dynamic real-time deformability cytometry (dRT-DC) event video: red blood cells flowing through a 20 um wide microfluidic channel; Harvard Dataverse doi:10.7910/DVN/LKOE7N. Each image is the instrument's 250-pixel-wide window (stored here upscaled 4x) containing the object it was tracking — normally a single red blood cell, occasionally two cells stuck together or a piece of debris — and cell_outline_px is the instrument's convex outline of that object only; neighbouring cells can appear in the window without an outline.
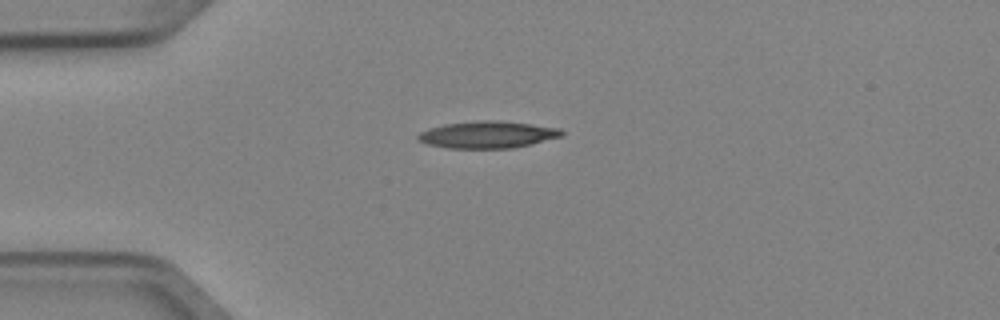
{"species": "Egyptian fruit bat (a non-hibernating species)", "species_latin": "Rousettus aegyptiacus", "temperature_condition": "cold", "stored_images_in_passage": 4, "camera_frame_rate_fps": 3000, "um_per_image_px": 0.085, "animal": {"sex": "female"}, "frame": {"image": 1, "passage_image": 1, "time_ms": 0.0, "image_size_px": [1000, 320], "cell_outline_px": [[564, 132], [560, 136], [512, 148], [448, 148], [428, 144], [416, 140], [416, 136], [420, 132], [428, 128], [444, 124], [480, 120], [492, 120], [532, 124], [560, 128]], "centroid_in_image_um": [41.37, 11.44], "position_along_channel_um": 43.6, "area_um2": 22.37}}
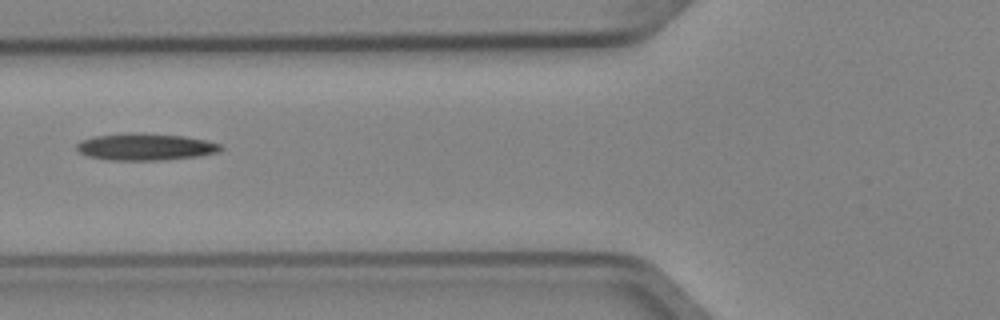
{"frame": {"image": 2, "passage_image": 3, "time_ms": 0.667, "image_size_px": [1000, 320], "cell_outline_px": [[224, 148], [220, 152], [200, 156], [160, 160], [112, 160], [88, 156], [80, 152], [76, 148], [76, 144], [80, 140], [96, 136], [132, 132], [140, 132], [184, 136], [208, 140], [220, 144]], "centroid_in_image_um": [12.4, 12.47], "position_along_channel_um": 113.4, "area_um2": 22.77}}
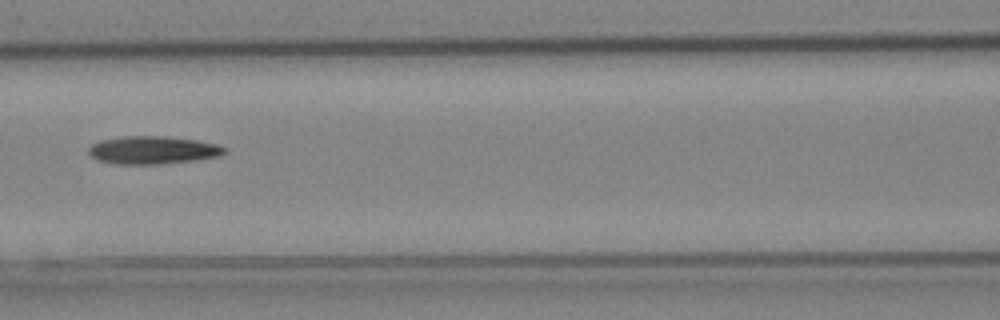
{"frame": {"image": 3, "passage_image": 4, "time_ms": 1.0, "image_size_px": [1000, 320], "cell_outline_px": [[228, 152], [220, 156], [196, 160], [160, 164], [112, 164], [96, 160], [88, 152], [88, 148], [92, 144], [100, 140], [120, 136], [168, 136], [196, 140], [216, 144], [228, 148]], "centroid_in_image_um": [12.99, 12.76], "position_along_channel_um": 153.6, "area_um2": 22.43}}